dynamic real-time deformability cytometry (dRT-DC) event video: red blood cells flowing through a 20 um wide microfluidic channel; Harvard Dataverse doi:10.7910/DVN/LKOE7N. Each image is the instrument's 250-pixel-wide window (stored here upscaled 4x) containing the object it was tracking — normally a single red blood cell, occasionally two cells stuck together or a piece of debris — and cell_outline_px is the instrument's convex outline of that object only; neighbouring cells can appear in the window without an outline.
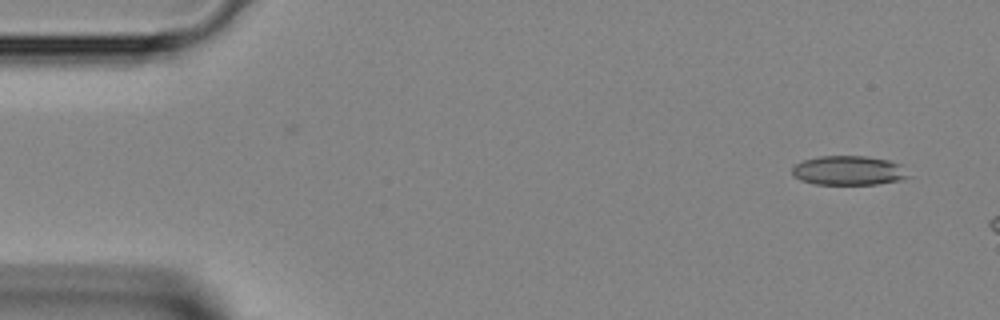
{"species": "Egyptian fruit bat (a non-hibernating species)", "species_latin": "Rousettus aegyptiacus", "temperature_condition": "room temperature", "stored_images_in_passage": 6, "camera_frame_rate_fps": 3000, "um_per_image_px": 0.085, "animal": {"sex": "female"}, "frame": {"image": 1, "passage_image": 1, "time_ms": 0.0, "image_size_px": [1000, 320], "cell_outline_px": [[912, 176], [900, 180], [876, 184], [816, 184], [800, 180], [792, 176], [792, 168], [796, 164], [804, 160], [820, 156], [864, 156], [888, 160], [900, 164]], "centroid_in_image_um": [72.14, 14.5], "position_along_channel_um": 12.9, "area_um2": 19.88}}